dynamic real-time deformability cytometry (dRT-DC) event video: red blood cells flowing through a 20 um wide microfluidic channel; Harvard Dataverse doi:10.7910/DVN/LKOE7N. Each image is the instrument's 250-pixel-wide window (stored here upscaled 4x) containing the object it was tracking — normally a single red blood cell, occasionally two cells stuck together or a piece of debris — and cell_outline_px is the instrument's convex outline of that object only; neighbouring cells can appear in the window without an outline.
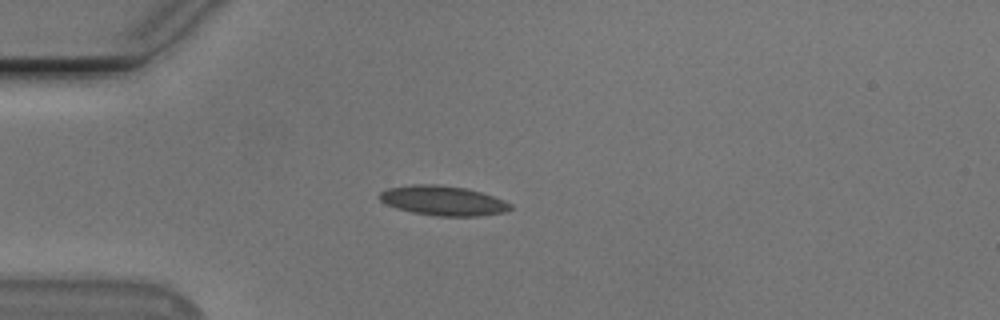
{"species": "Egyptian fruit bat (a non-hibernating species)", "species_latin": "Rousettus aegyptiacus", "temperature_condition": "cold", "stored_images_in_passage": 18, "camera_frame_rate_fps": 3000, "um_per_image_px": 0.085, "animal": {"sex": "male"}, "frame": {"image": 1, "passage_image": 15, "time_ms": 4.667, "image_size_px": [1000, 320], "cell_outline_px": [[512, 208], [504, 212], [480, 216], [432, 216], [412, 212], [396, 208], [380, 200], [376, 196], [380, 192], [388, 188], [412, 184], [436, 184], [468, 188], [504, 200], [512, 204]], "centroid_in_image_um": [37.64, 17.05], "position_along_channel_um": 47.4, "area_um2": 22.77}}